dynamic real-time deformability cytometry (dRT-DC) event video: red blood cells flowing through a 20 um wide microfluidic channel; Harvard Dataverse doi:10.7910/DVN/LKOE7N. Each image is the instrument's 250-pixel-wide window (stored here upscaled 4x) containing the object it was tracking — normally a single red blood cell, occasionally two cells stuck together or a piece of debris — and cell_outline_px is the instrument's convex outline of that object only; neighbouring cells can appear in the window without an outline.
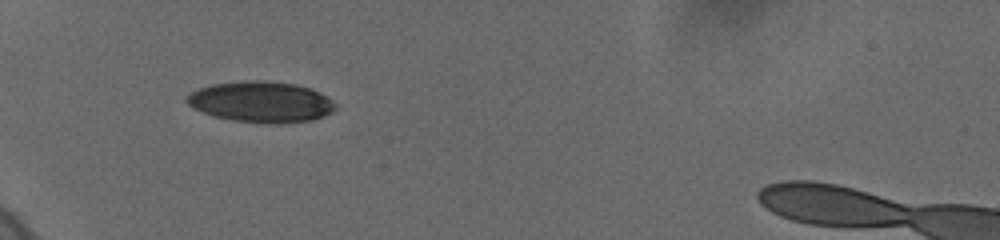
{"species": "human", "species_latin": "Homo sapiens", "temperature_condition": "cold", "stored_images_in_passage": 42, "camera_frame_rate_fps": 3000, "um_per_image_px": 0.085, "donor": {"sex": "female"}, "frame": {"image": 1, "passage_image": 2, "time_ms": 0.667, "image_size_px": [1000, 240], "cell_outline_px": [[336, 108], [332, 112], [324, 116], [312, 120], [276, 124], [232, 120], [216, 116], [192, 108], [184, 100], [192, 92], [200, 88], [212, 84], [252, 80], [264, 80], [296, 84], [312, 88], [332, 100], [336, 104]], "centroid_in_image_um": [22.22, 8.66], "position_along_channel_um": 62.8, "area_um2": 35.32}}
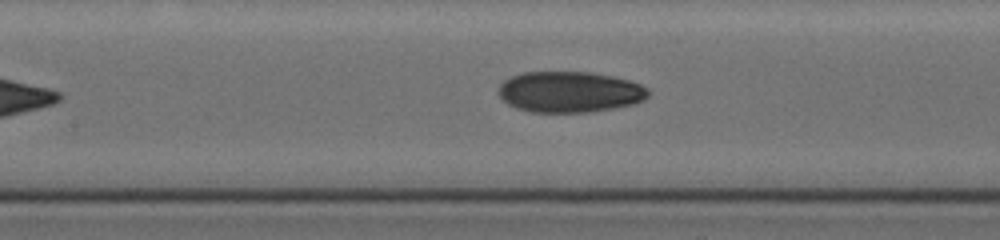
{"frame": {"image": 2, "passage_image": 20, "time_ms": 3.667, "image_size_px": [1000, 240], "cell_outline_px": [[652, 92], [644, 100], [632, 104], [612, 108], [584, 112], [532, 112], [516, 108], [508, 104], [496, 92], [500, 84], [504, 80], [512, 76], [524, 72], [588, 72], [612, 76], [628, 80], [640, 84], [648, 88]], "centroid_in_image_um": [48.41, 7.81], "position_along_channel_um": 159.0, "area_um2": 35.72}}
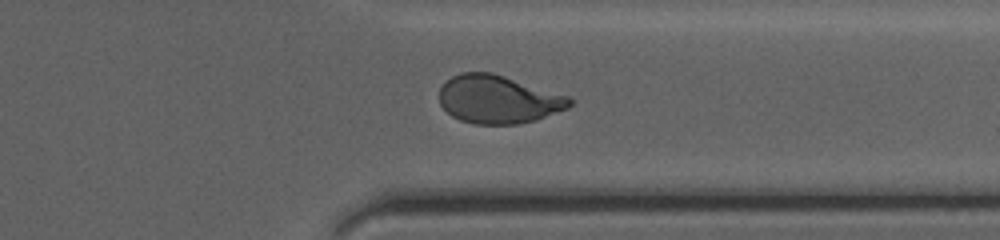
{"frame": {"image": 3, "passage_image": 41, "time_ms": 8.0, "image_size_px": [1000, 240], "cell_outline_px": [[572, 104], [568, 108], [536, 120], [516, 124], [472, 124], [460, 120], [452, 116], [440, 104], [440, 88], [452, 76], [460, 72], [492, 72], [568, 96], [572, 100]], "centroid_in_image_um": [42.34, 8.45], "position_along_channel_um": 369.1, "area_um2": 36.41}}